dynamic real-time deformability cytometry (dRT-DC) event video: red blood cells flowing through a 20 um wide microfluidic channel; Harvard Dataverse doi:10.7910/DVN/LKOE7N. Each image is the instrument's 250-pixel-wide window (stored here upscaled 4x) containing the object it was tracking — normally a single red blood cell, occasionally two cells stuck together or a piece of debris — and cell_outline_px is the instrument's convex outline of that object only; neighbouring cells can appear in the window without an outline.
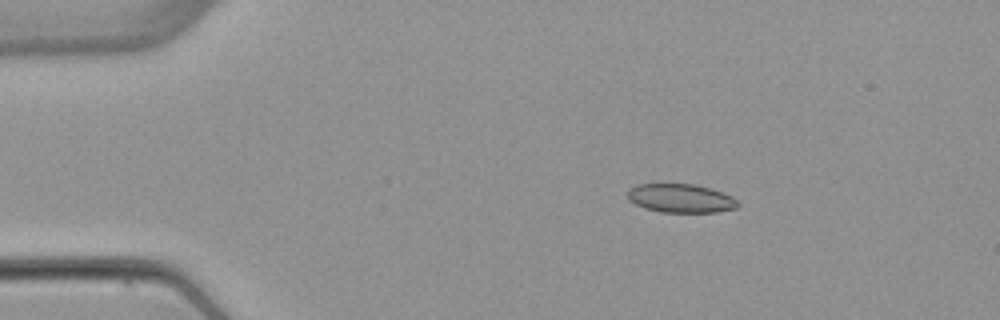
{"species": "common noctule bat (a hibernating species)", "species_latin": "Nyctalus noctula", "temperature_condition": "warm", "stored_images_in_passage": 5, "camera_frame_rate_fps": 3000, "um_per_image_px": 0.085, "animal": {"sex": "female", "body_mass_g": 22.7, "forearm_length_mm": 54.2}, "frame": {"image": 1, "passage_image": 3, "time_ms": 2.333, "image_size_px": [1000, 320], "cell_outline_px": [[740, 204], [736, 208], [716, 212], [660, 212], [644, 208], [628, 200], [628, 188], [636, 184], [696, 184], [712, 188], [732, 196]], "centroid_in_image_um": [57.86, 16.85], "position_along_channel_um": 27.1, "area_um2": 18.61}}
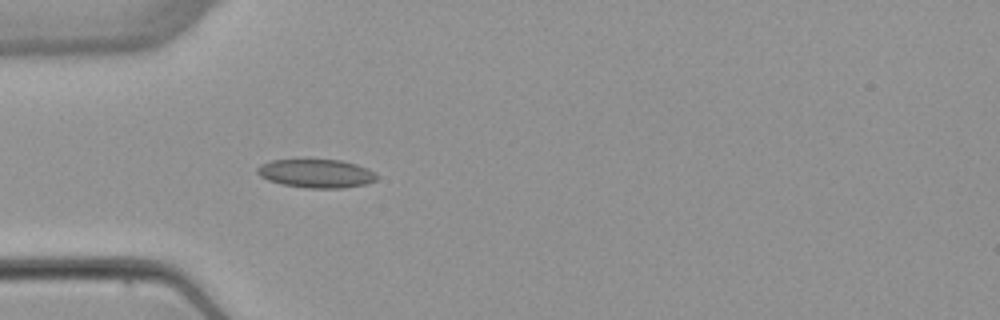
{"frame": {"image": 2, "passage_image": 5, "time_ms": 4.667, "image_size_px": [1000, 320], "cell_outline_px": [[376, 180], [364, 184], [344, 188], [308, 188], [280, 184], [268, 180], [260, 176], [256, 172], [256, 168], [260, 164], [272, 160], [304, 156], [340, 160], [356, 164], [368, 168], [376, 172]], "centroid_in_image_um": [26.82, 14.69], "position_along_channel_um": 58.2, "area_um2": 20.87}}